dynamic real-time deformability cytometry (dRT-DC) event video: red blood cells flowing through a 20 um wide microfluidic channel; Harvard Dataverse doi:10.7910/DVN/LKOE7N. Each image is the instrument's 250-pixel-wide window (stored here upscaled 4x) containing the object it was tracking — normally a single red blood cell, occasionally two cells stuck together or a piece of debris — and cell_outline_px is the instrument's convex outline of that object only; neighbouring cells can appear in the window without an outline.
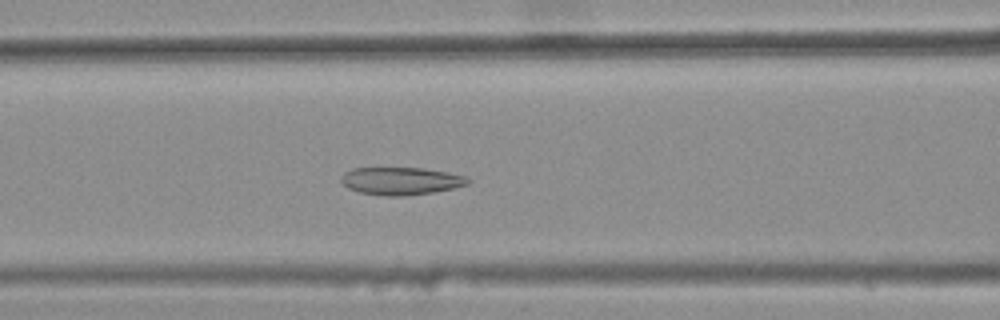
{"species": "common noctule bat (a hibernating species)", "species_latin": "Nyctalus noctula", "temperature_condition": "warm", "stored_images_in_passage": 34, "camera_frame_rate_fps": 3000, "um_per_image_px": 0.085, "animal": {"sex": "female", "body_mass_g": 25.1}, "frame": {"image": 1, "passage_image": 12, "time_ms": 3.667, "image_size_px": [1000, 320], "cell_outline_px": [[472, 180], [468, 184], [456, 188], [432, 192], [404, 196], [384, 196], [360, 192], [348, 188], [340, 180], [340, 176], [344, 172], [352, 168], [424, 168], [448, 172], [464, 176]], "centroid_in_image_um": [34.08, 15.38], "position_along_channel_um": 132.5, "area_um2": 20.52}}
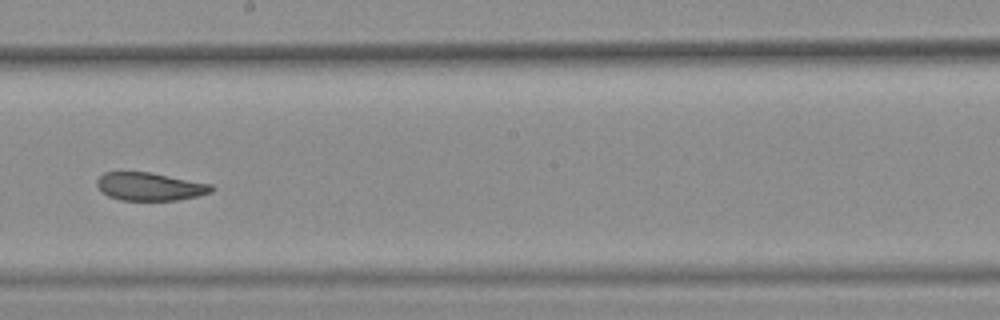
{"frame": {"image": 2, "passage_image": 20, "time_ms": 6.333, "image_size_px": [1000, 320], "cell_outline_px": [[216, 188], [212, 192], [196, 196], [176, 200], [120, 200], [108, 196], [100, 192], [96, 184], [96, 180], [104, 172], [152, 172], [212, 184]], "centroid_in_image_um": [12.73, 15.85], "position_along_channel_um": 235.5, "area_um2": 18.9}}
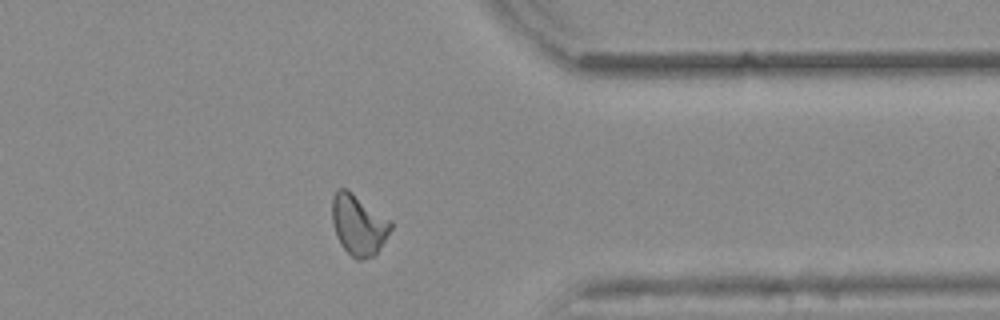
{"frame": {"image": 3, "passage_image": 32, "time_ms": 10.333, "image_size_px": [1000, 320], "cell_outline_px": [[392, 228], [376, 256], [360, 260], [356, 260], [340, 244], [336, 236], [332, 224], [332, 196], [336, 188], [348, 188], [392, 220]], "centroid_in_image_um": [30.48, 19.08], "position_along_channel_um": 380.9, "area_um2": 21.33}, "authors_computed_cell_mechanics": {"area_um2": 20.0277, "velocity_mm_per_s": 3.8737, "shape_relaxation_time_tau1_ms": null, "shape_relaxation_time_tau2_ms": 3.3969, "deformation_change_tau1": null, "deformation_change_tau2": 0.0979}}